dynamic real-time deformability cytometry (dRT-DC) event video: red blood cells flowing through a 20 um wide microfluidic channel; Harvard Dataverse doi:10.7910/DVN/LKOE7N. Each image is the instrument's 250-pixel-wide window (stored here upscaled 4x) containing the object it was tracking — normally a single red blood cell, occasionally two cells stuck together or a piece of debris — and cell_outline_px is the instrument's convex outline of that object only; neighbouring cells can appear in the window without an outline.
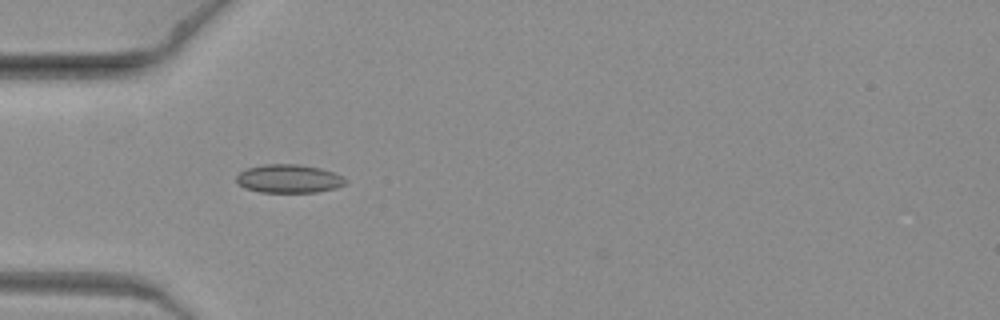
{"species": "common noctule bat (a hibernating species)", "species_latin": "Nyctalus noctula", "temperature_condition": "warm", "stored_images_in_passage": 5, "camera_frame_rate_fps": 3000, "um_per_image_px": 0.085, "animal": {"sex": "female", "body_mass_g": 19.3, "forearm_length_mm": 54.1}, "frame": {"image": 1, "passage_image": 1, "time_ms": 0.0, "image_size_px": [1000, 320], "cell_outline_px": [[348, 180], [344, 184], [336, 188], [316, 192], [260, 192], [244, 188], [236, 184], [236, 176], [240, 172], [248, 168], [264, 164], [300, 164], [320, 168], [344, 176]], "centroid_in_image_um": [24.54, 15.19], "position_along_channel_um": 60.5, "area_um2": 18.21}}
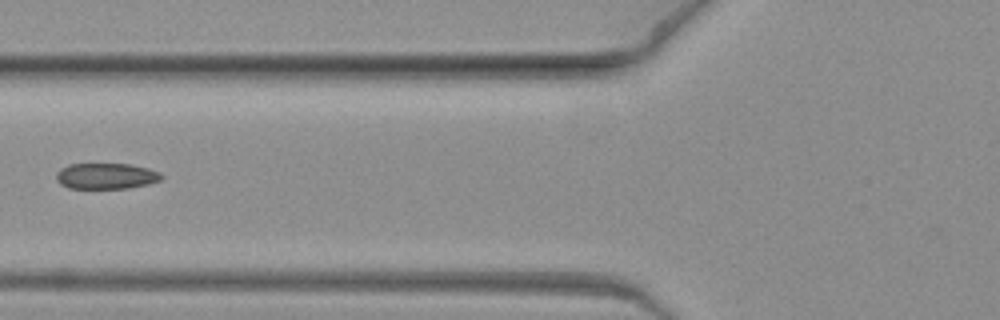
{"frame": {"image": 2, "passage_image": 3, "time_ms": 0.667, "image_size_px": [1000, 320], "cell_outline_px": [[164, 176], [160, 180], [148, 184], [128, 188], [68, 188], [60, 184], [56, 180], [56, 172], [60, 168], [68, 164], [132, 164], [148, 168], [160, 172]], "centroid_in_image_um": [9.01, 14.96], "position_along_channel_um": 116.8, "area_um2": 16.01}}
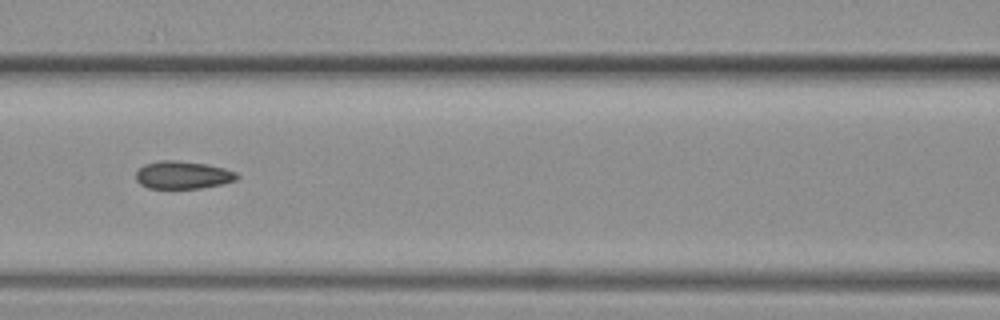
{"frame": {"image": 3, "passage_image": 4, "time_ms": 1.0, "image_size_px": [1000, 320], "cell_outline_px": [[240, 176], [236, 180], [224, 184], [200, 188], [148, 188], [140, 184], [136, 180], [136, 172], [144, 164], [160, 160], [176, 160], [208, 164], [224, 168], [236, 172]], "centroid_in_image_um": [15.55, 14.87], "position_along_channel_um": 151.0, "area_um2": 16.47}}